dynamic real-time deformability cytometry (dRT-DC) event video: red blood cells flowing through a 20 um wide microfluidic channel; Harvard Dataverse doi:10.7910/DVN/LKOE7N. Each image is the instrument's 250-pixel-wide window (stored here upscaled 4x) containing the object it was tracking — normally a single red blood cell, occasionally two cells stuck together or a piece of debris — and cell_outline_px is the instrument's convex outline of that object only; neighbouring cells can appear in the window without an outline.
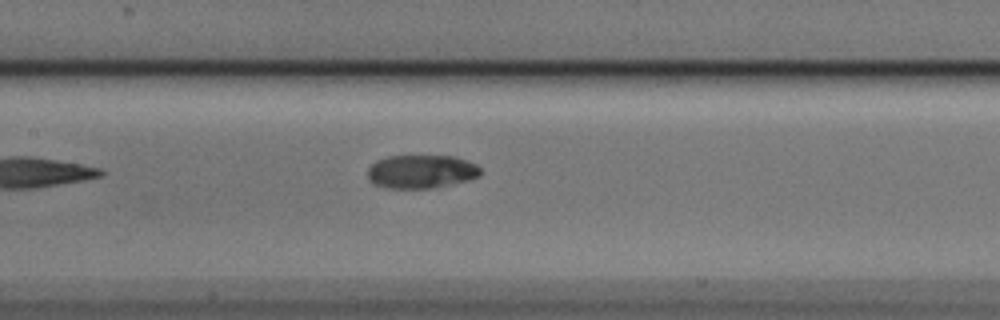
{"species": "Egyptian fruit bat (a non-hibernating species)", "species_latin": "Rousettus aegyptiacus", "temperature_condition": "cold", "stored_images_in_passage": 7, "camera_frame_rate_fps": 3000, "um_per_image_px": 0.085, "animal": {"sex": "male"}, "frame": {"image": 1, "passage_image": 7, "time_ms": 2.0, "image_size_px": [1000, 320], "cell_outline_px": [[480, 176], [468, 180], [452, 184], [428, 188], [388, 188], [372, 184], [368, 180], [368, 168], [376, 160], [388, 156], [452, 156], [476, 164], [480, 168]], "centroid_in_image_um": [35.77, 14.59], "position_along_channel_um": 171.6, "area_um2": 21.96}}